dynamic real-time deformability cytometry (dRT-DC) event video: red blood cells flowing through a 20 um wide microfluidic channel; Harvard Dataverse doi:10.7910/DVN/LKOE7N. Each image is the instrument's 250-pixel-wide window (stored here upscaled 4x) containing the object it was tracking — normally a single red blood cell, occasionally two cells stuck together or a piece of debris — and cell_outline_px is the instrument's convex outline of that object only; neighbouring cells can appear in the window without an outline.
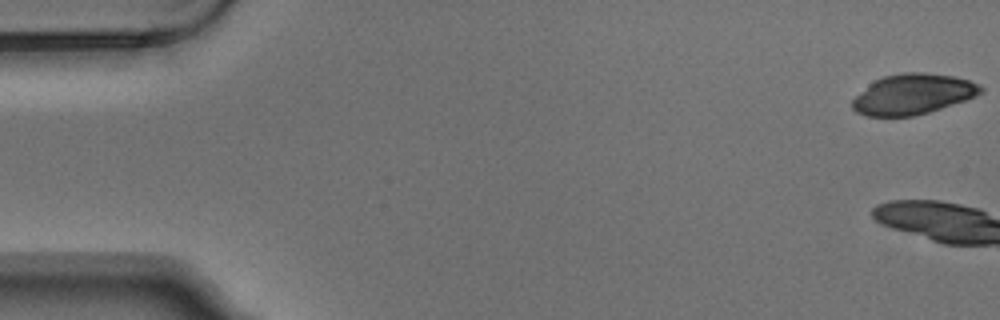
{"species": "Egyptian fruit bat (a non-hibernating species)", "species_latin": "Rousettus aegyptiacus", "temperature_condition": "warm", "stored_images_in_passage": 5, "camera_frame_rate_fps": 3000, "um_per_image_px": 0.085, "animal": {"sex": "male"}, "frame": {"image": 1, "passage_image": 1, "time_ms": 0.0, "image_size_px": [1000, 320], "cell_outline_px": [[984, 92], [976, 96], [928, 112], [912, 116], [868, 116], [856, 112], [852, 108], [852, 100], [868, 84], [884, 76], [904, 72], [924, 72], [952, 76], [968, 80], [980, 84], [984, 88]], "centroid_in_image_um": [77.6, 8.0], "position_along_channel_um": 7.4, "area_um2": 30.06}}